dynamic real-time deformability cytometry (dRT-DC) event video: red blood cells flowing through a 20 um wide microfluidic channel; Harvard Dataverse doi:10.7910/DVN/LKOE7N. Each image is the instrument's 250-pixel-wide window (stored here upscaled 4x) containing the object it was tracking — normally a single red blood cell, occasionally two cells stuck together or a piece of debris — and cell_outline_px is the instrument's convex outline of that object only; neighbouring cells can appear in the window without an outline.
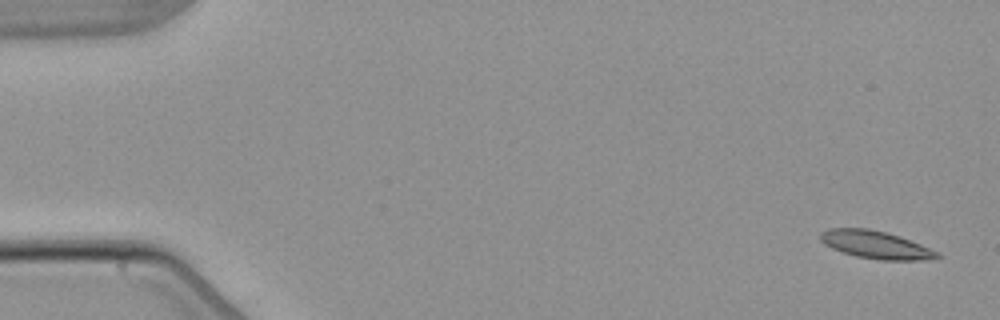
{"species": "common noctule bat (a hibernating species)", "species_latin": "Nyctalus noctula", "temperature_condition": "warm", "stored_images_in_passage": 2, "camera_frame_rate_fps": 3000, "um_per_image_px": 0.085, "animal": {"sex": "male", "body_mass_g": 21.5, "forearm_length_mm": 52.0}, "frame": {"image": 1, "passage_image": 1, "time_ms": 0.0, "image_size_px": [1000, 320], "cell_outline_px": [[944, 256], [920, 260], [880, 260], [856, 256], [832, 248], [824, 244], [820, 240], [820, 232], [828, 228], [868, 228], [888, 232], [900, 236], [940, 252]], "centroid_in_image_um": [74.44, 20.79], "position_along_channel_um": 10.6, "area_um2": 18.96}}